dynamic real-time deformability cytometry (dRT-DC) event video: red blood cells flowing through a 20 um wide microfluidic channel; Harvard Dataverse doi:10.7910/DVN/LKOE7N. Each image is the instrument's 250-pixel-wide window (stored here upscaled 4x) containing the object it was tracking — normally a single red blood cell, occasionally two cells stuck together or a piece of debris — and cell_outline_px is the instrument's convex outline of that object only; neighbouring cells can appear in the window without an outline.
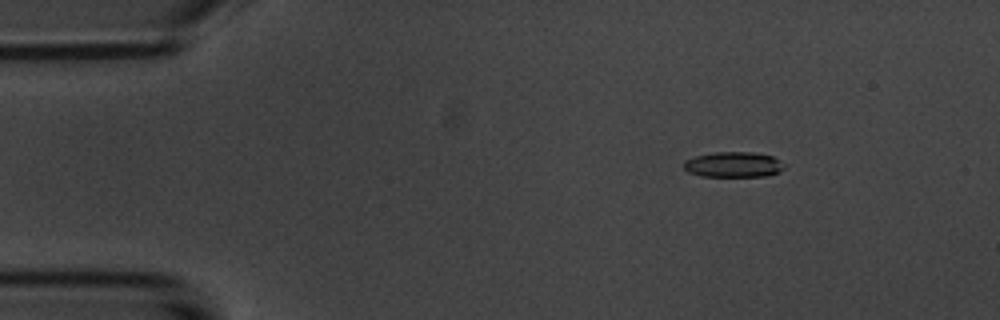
{"species": "common noctule bat (a hibernating species)", "species_latin": "Nyctalus noctula", "temperature_condition": "room temperature", "stored_images_in_passage": 4, "camera_frame_rate_fps": 3000, "um_per_image_px": 0.085, "animal": {"sex": "male", "body_mass_g": 20.1, "forearm_length_mm": 53.5}, "frame": {"image": 1, "passage_image": 2, "time_ms": 2.0, "image_size_px": [1000, 320], "cell_outline_px": [[784, 168], [780, 172], [764, 176], [700, 176], [688, 172], [684, 168], [684, 160], [696, 156], [716, 152], [752, 152], [772, 156], [784, 164]], "centroid_in_image_um": [62.33, 13.99], "position_along_channel_um": 22.7, "area_um2": 14.8}}